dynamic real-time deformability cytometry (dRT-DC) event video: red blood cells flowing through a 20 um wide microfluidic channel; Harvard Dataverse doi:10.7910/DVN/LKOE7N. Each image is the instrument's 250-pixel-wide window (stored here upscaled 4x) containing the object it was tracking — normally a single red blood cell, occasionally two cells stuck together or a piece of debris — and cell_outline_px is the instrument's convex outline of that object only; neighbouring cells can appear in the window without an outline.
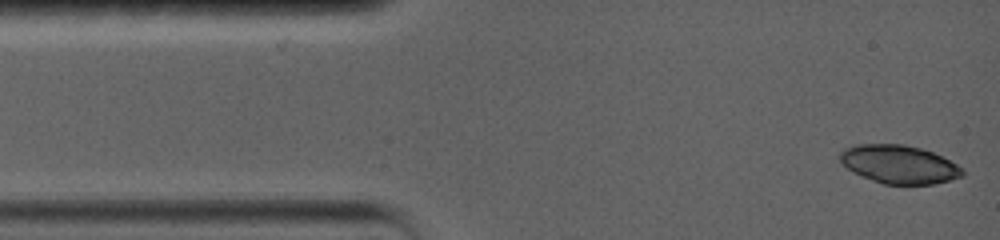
{"species": "common noctule bat (a hibernating species)", "species_latin": "Nyctalus noctula", "temperature_condition": "warm", "stored_images_in_passage": 11, "camera_frame_rate_fps": 5000, "um_per_image_px": 0.085, "animal": {"sex": "female", "body_mass_g": 19.0, "forearm_length_mm": 56.7}, "frame": {"image": 1, "passage_image": 1, "time_ms": 0.0, "image_size_px": [1000, 240], "cell_outline_px": [[964, 176], [932, 184], [884, 184], [852, 172], [840, 160], [840, 152], [844, 148], [856, 144], [904, 144], [920, 148], [932, 152], [964, 168]], "centroid_in_image_um": [76.42, 13.96], "position_along_channel_um": 8.6, "area_um2": 27.17}}